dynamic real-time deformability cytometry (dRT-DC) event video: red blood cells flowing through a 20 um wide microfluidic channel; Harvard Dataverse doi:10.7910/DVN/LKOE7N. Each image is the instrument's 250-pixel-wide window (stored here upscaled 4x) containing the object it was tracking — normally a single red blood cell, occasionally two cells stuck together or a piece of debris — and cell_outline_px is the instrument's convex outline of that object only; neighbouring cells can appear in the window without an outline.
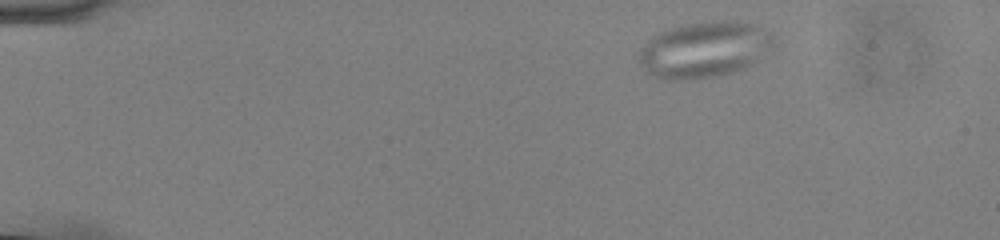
{"species": "common noctule bat (a hibernating species)", "species_latin": "Nyctalus noctula", "temperature_condition": "cold", "stored_images_in_passage": 49, "camera_frame_rate_fps": 3000, "um_per_image_px": 0.085, "animal": {"sex": "male", "body_mass_g": 13.0, "forearm_length_mm": 53.1}, "frame": {"image": 1, "passage_image": 2, "time_ms": 0.333, "image_size_px": [1000, 240], "cell_outline_px": [[776, 44], [772, 48], [756, 60], [744, 68], [732, 72], [716, 76], [684, 80], [668, 80], [644, 72], [640, 60], [640, 52], [648, 40], [660, 32], [672, 28], [688, 24], [712, 20], [736, 20], [756, 24], [772, 32], [776, 40]], "centroid_in_image_um": [59.93, 4.2], "position_along_channel_um": 25.1, "area_um2": 43.99}}
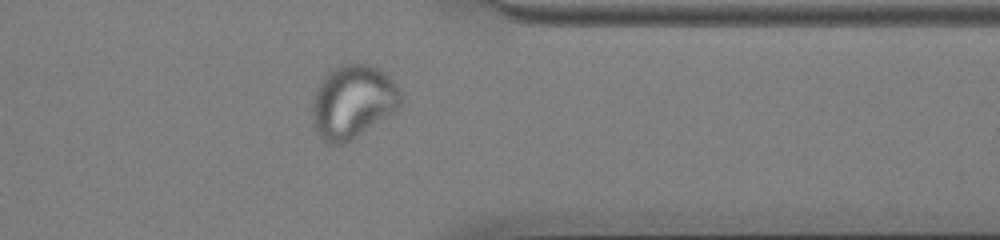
{"frame": {"image": 2, "passage_image": 39, "time_ms": 12.667, "image_size_px": [1000, 240], "cell_outline_px": [[404, 96], [400, 104], [392, 112], [348, 140], [340, 144], [328, 144], [316, 132], [312, 124], [312, 108], [316, 92], [324, 76], [328, 72], [340, 64], [368, 64], [380, 68], [392, 80]], "centroid_in_image_um": [29.97, 8.61], "position_along_channel_um": 381.4, "area_um2": 37.05}}
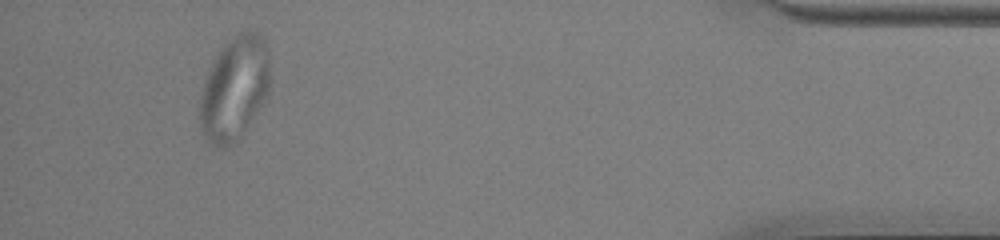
{"frame": {"image": 3, "passage_image": 46, "time_ms": 15.0, "image_size_px": [1000, 240], "cell_outline_px": [[268, 88], [264, 100], [240, 140], [236, 144], [224, 148], [220, 148], [212, 144], [200, 132], [200, 96], [204, 80], [212, 60], [228, 40], [240, 32], [248, 28], [256, 32], [268, 44]], "centroid_in_image_um": [19.9, 7.54], "position_along_channel_um": 415.3, "area_um2": 42.71}}